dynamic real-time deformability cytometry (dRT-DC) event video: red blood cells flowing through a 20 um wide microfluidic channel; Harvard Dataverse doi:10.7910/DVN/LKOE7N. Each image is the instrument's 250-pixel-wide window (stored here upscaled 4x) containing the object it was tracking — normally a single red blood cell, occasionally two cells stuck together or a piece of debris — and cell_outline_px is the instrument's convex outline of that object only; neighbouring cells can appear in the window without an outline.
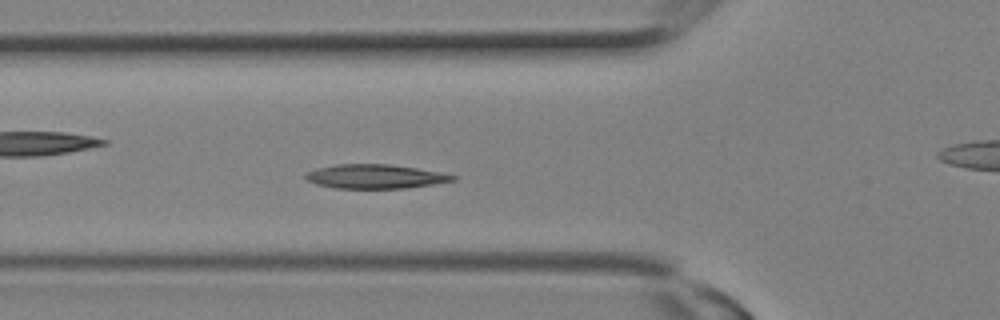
{"species": "Egyptian fruit bat (a non-hibernating species)", "species_latin": "Rousettus aegyptiacus", "temperature_condition": "room temperature", "stored_images_in_passage": 8, "camera_frame_rate_fps": 3000, "um_per_image_px": 0.085, "animal": {"sex": "female"}, "frame": {"image": 1, "passage_image": 8, "time_ms": 2.333, "image_size_px": [1000, 320], "cell_outline_px": [[456, 180], [432, 184], [404, 188], [336, 188], [316, 184], [308, 180], [304, 176], [308, 172], [316, 168], [336, 164], [388, 164], [416, 168], [440, 172], [456, 176]], "centroid_in_image_um": [31.87, 14.99], "position_along_channel_um": 93.9, "area_um2": 20.46}}